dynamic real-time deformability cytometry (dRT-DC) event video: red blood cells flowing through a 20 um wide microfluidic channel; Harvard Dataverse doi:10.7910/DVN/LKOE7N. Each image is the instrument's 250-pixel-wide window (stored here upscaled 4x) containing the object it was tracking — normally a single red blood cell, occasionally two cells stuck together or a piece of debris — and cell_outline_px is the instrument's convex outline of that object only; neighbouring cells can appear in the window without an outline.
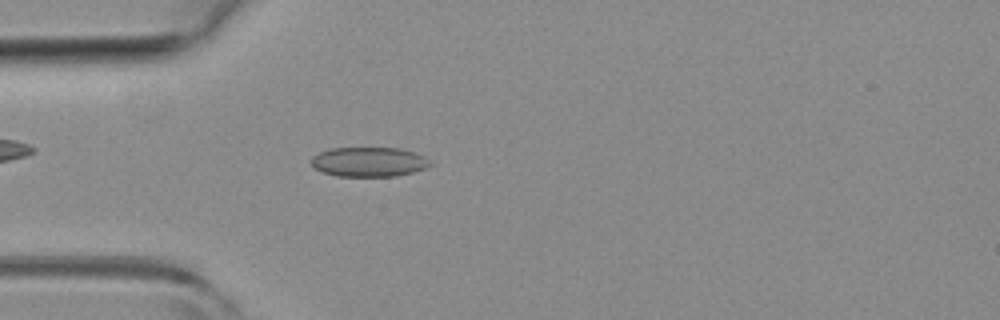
{"species": "common noctule bat (a hibernating species)", "species_latin": "Nyctalus noctula", "temperature_condition": "room temperature", "stored_images_in_passage": 37, "camera_frame_rate_fps": 3000, "um_per_image_px": 0.085, "animal": {"sex": "female", "body_mass_g": 19.3, "forearm_length_mm": 54.1}, "frame": {"image": 1, "passage_image": 2, "time_ms": 0.333, "image_size_px": [1000, 320], "cell_outline_px": [[432, 164], [424, 168], [412, 172], [396, 176], [336, 176], [320, 172], [312, 168], [312, 156], [320, 152], [332, 148], [400, 148], [424, 156]], "centroid_in_image_um": [31.3, 13.76], "position_along_channel_um": 53.7, "area_um2": 20.46}}
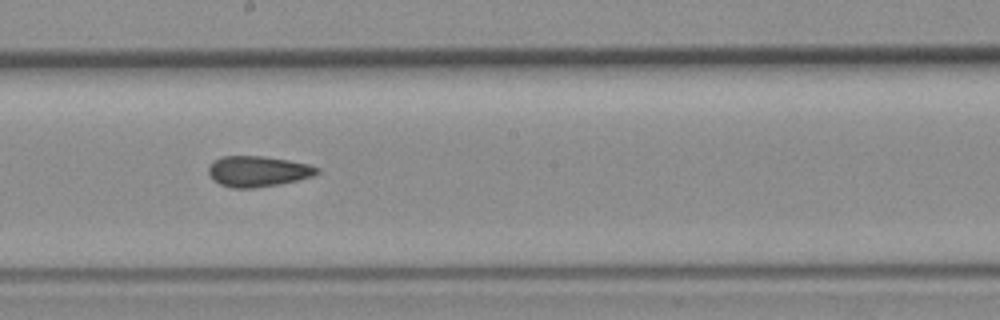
{"frame": {"image": 2, "passage_image": 15, "time_ms": 4.667, "image_size_px": [1000, 320], "cell_outline_px": [[320, 172], [312, 176], [280, 184], [252, 188], [232, 188], [220, 184], [212, 180], [208, 172], [208, 164], [224, 156], [264, 156], [288, 160], [308, 164], [320, 168]], "centroid_in_image_um": [21.9, 14.56], "position_along_channel_um": 226.3, "area_um2": 19.42}}
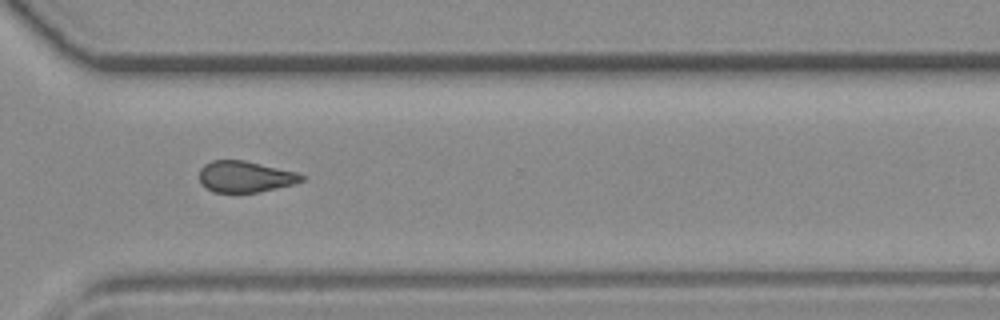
{"frame": {"image": 3, "passage_image": 24, "time_ms": 7.667, "image_size_px": [1000, 320], "cell_outline_px": [[308, 176], [304, 180], [292, 184], [276, 188], [256, 192], [212, 192], [200, 184], [200, 168], [204, 164], [212, 160], [244, 160], [296, 172]], "centroid_in_image_um": [20.82, 15.01], "position_along_channel_um": 349.8, "area_um2": 18.61}, "authors_computed_cell_mechanics": {"area_um2": 19.4786, "velocity_mm_per_s": 4.1167, "shape_relaxation_time_tau1_ms": null, "shape_relaxation_time_tau2_ms": 5.2025, "deformation_change_tau1": null, "deformation_change_tau2": 0.1185}}